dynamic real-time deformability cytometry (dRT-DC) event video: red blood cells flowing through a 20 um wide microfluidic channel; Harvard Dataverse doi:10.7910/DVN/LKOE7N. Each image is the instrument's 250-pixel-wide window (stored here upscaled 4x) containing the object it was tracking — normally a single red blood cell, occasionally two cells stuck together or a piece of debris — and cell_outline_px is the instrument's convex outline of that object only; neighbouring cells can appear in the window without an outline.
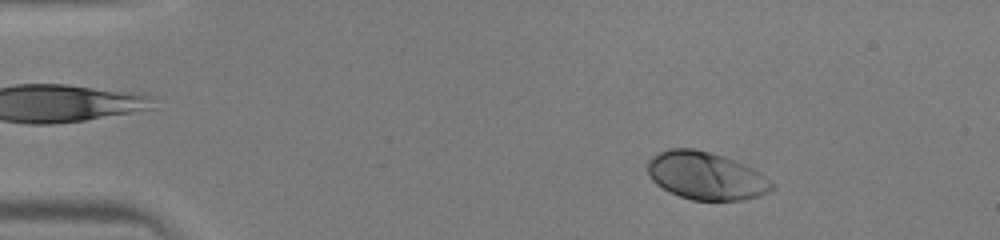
{"species": "human", "species_latin": "Homo sapiens", "temperature_condition": "warm", "stored_images_in_passage": 44, "camera_frame_rate_fps": 3000, "um_per_image_px": 0.085, "donor": {"sex": "male"}, "frame": {"image": 1, "passage_image": 5, "time_ms": 1.333, "image_size_px": [1000, 240], "cell_outline_px": [[776, 188], [760, 196], [740, 200], [692, 200], [680, 196], [656, 184], [648, 176], [648, 160], [652, 156], [668, 148], [696, 148], [724, 156], [744, 164], [760, 172], [776, 184]], "centroid_in_image_um": [60.03, 14.93], "position_along_channel_um": 25.0, "area_um2": 34.74}}
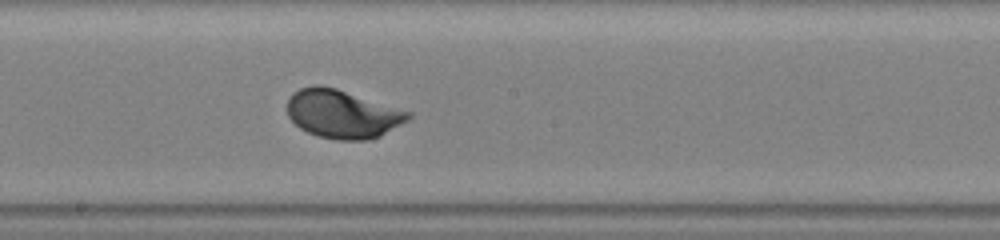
{"frame": {"image": 2, "passage_image": 24, "time_ms": 7.667, "image_size_px": [1000, 240], "cell_outline_px": [[412, 116], [408, 120], [380, 136], [368, 140], [340, 140], [320, 136], [308, 132], [300, 128], [288, 116], [288, 100], [292, 92], [300, 88], [316, 84], [320, 84], [336, 88], [412, 112]], "centroid_in_image_um": [29.11, 9.67], "position_along_channel_um": 219.1, "area_um2": 34.04}}
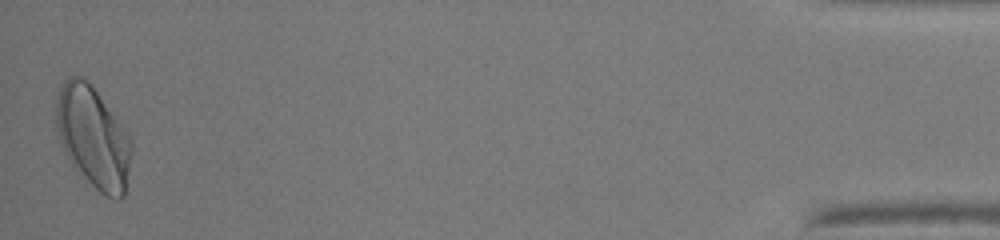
{"frame": {"image": 3, "passage_image": 44, "time_ms": 14.333, "image_size_px": [1000, 240], "cell_outline_px": [[132, 152], [124, 196], [120, 200], [116, 200], [100, 192], [72, 164], [64, 152], [56, 128], [56, 100], [60, 88], [64, 80], [72, 76], [84, 76], [92, 84], [132, 140]], "centroid_in_image_um": [7.91, 11.64], "position_along_channel_um": 427.3, "area_um2": 44.22}}